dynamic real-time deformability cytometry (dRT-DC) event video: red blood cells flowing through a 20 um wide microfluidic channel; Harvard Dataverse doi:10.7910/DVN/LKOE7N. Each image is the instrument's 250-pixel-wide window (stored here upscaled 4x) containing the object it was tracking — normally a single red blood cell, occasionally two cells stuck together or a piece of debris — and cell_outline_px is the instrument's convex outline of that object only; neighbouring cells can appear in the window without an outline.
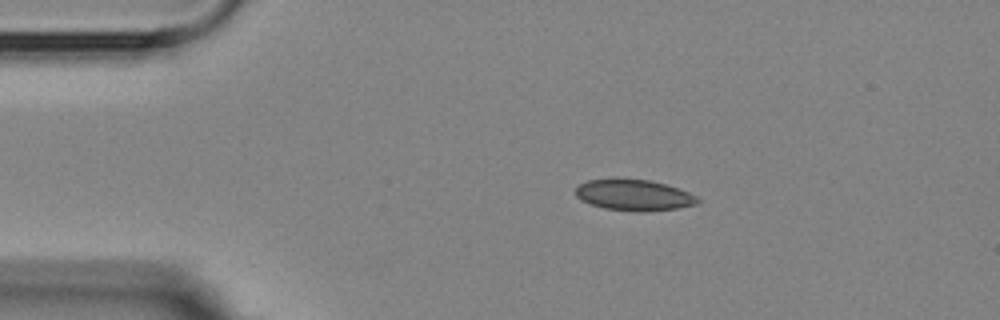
{"species": "Egyptian fruit bat (a non-hibernating species)", "species_latin": "Rousettus aegyptiacus", "temperature_condition": "room temperature", "stored_images_in_passage": 3, "segment_of_instrument_passage": [1, 2], "camera_frame_rate_fps": 3000, "um_per_image_px": 0.085, "animal": {"sex": "female"}, "frame": {"image": 1, "passage_image": 1, "time_ms": 0.0, "image_size_px": [1000, 320], "cell_outline_px": [[700, 200], [696, 204], [676, 208], [644, 212], [636, 212], [604, 208], [580, 200], [576, 196], [576, 188], [580, 184], [588, 180], [648, 180], [664, 184], [688, 192], [696, 196]], "centroid_in_image_um": [53.88, 16.61], "position_along_channel_um": 31.1, "area_um2": 21.56}}